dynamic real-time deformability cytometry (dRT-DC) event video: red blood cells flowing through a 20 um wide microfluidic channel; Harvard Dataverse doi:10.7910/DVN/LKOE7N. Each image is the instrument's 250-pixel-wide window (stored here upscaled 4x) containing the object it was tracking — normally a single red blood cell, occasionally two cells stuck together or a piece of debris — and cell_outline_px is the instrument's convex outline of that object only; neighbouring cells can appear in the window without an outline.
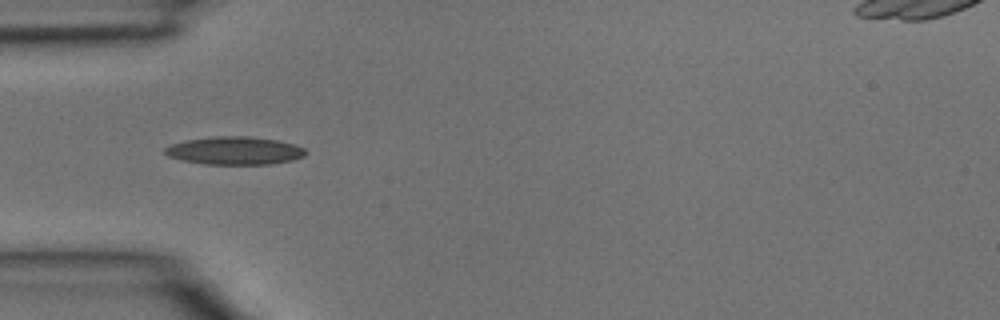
{"species": "common noctule bat (a hibernating species)", "species_latin": "Nyctalus noctula", "temperature_condition": "room temperature", "stored_images_in_passage": 2, "camera_frame_rate_fps": 3000, "um_per_image_px": 0.085, "animal": {"sex": "male", "body_mass_g": 15.6}, "frame": {"image": 1, "passage_image": 2, "time_ms": 0.333, "image_size_px": [1000, 320], "cell_outline_px": [[304, 156], [292, 160], [268, 164], [204, 164], [180, 160], [168, 156], [164, 152], [164, 148], [172, 144], [188, 140], [212, 136], [248, 136], [276, 140], [296, 144], [304, 148]], "centroid_in_image_um": [19.92, 12.8], "position_along_channel_um": 65.1, "area_um2": 22.83}}